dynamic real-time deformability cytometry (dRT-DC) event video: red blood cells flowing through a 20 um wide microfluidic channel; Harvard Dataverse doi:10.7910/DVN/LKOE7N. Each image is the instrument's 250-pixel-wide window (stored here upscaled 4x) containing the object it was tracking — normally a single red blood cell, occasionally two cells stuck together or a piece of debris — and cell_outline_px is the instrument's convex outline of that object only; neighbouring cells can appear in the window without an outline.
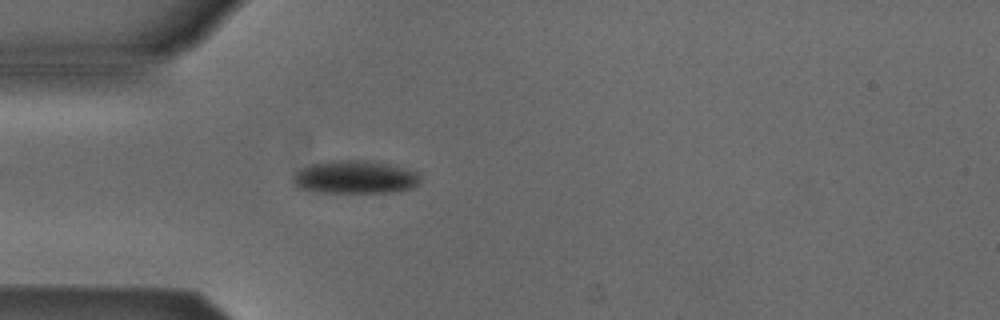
{"species": "Egyptian fruit bat (a non-hibernating species)", "species_latin": "Rousettus aegyptiacus", "temperature_condition": "cold", "stored_images_in_passage": 4, "camera_frame_rate_fps": 3000, "um_per_image_px": 0.085, "animal": {"sex": "male"}, "frame": {"image": 1, "passage_image": 4, "time_ms": 1.0, "image_size_px": [1000, 320], "cell_outline_px": [[420, 184], [412, 188], [396, 192], [316, 192], [296, 188], [292, 184], [292, 176], [300, 168], [312, 164], [328, 160], [364, 160], [388, 164], [404, 168], [416, 172], [420, 176]], "centroid_in_image_um": [30.13, 15.06], "position_along_channel_um": 54.9, "area_um2": 24.8}}